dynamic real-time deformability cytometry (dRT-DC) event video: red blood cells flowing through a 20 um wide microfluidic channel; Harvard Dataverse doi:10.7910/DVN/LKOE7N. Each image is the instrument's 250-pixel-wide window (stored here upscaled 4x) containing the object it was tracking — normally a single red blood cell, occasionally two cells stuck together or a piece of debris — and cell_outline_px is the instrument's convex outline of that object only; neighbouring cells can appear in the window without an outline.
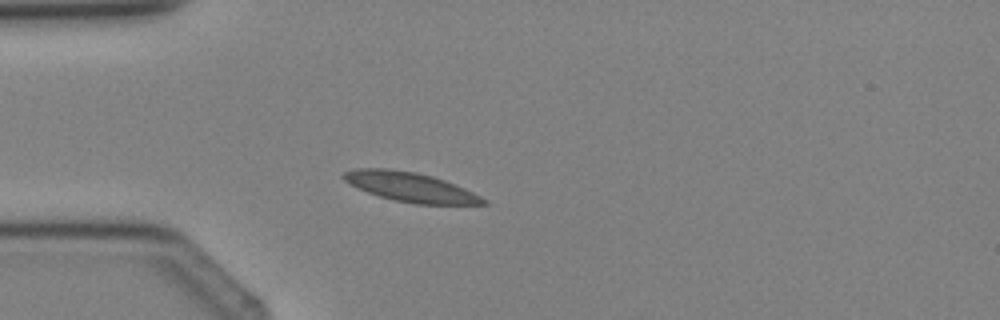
{"species": "Egyptian fruit bat (a non-hibernating species)", "species_latin": "Rousettus aegyptiacus", "temperature_condition": "cold", "stored_images_in_passage": 3, "camera_frame_rate_fps": 3000, "um_per_image_px": 0.085, "animal": {"sex": "female"}, "frame": {"image": 1, "passage_image": 3, "time_ms": 2.333, "image_size_px": [1000, 320], "cell_outline_px": [[488, 204], [416, 204], [396, 200], [380, 196], [368, 192], [344, 180], [340, 176], [344, 172], [356, 168], [388, 168], [416, 172], [432, 176], [444, 180], [464, 188], [488, 200]], "centroid_in_image_um": [34.89, 15.88], "position_along_channel_um": 50.1, "area_um2": 23.64}}